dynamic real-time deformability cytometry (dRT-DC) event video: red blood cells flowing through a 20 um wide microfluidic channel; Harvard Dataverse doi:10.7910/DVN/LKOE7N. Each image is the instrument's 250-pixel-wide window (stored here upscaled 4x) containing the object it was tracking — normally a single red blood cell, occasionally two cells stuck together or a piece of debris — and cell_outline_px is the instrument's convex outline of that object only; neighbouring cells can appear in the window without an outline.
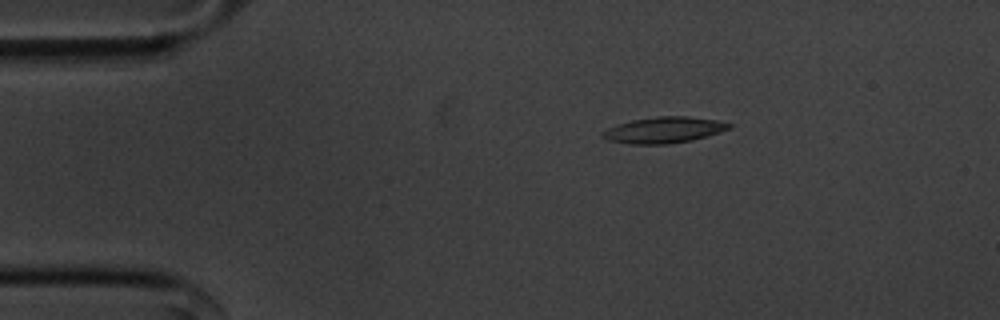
{"species": "common noctule bat (a hibernating species)", "species_latin": "Nyctalus noctula", "temperature_condition": "cold", "stored_images_in_passage": 46, "camera_frame_rate_fps": 3000, "um_per_image_px": 0.085, "animal": {"sex": "male", "body_mass_g": 20.1, "forearm_length_mm": 53.5}, "frame": {"image": 1, "passage_image": 1, "time_ms": 0.0, "image_size_px": [1000, 320], "cell_outline_px": [[732, 128], [720, 132], [692, 140], [668, 144], [628, 144], [608, 140], [600, 136], [600, 132], [608, 128], [632, 120], [656, 116], [688, 116], [716, 120], [732, 124]], "centroid_in_image_um": [56.42, 11.05], "position_along_channel_um": 28.6, "area_um2": 19.25}}
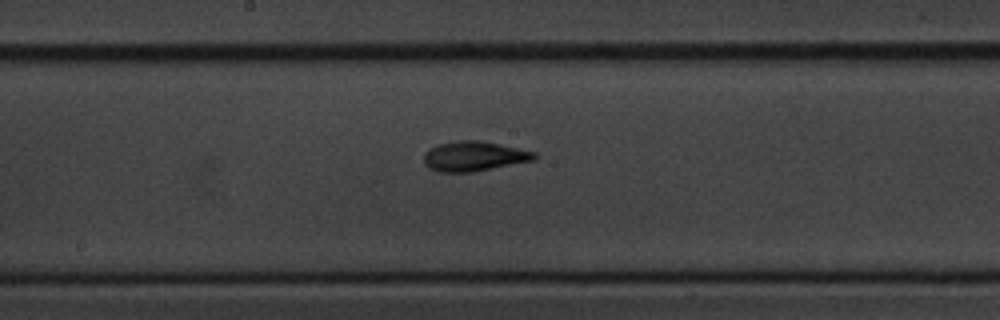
{"frame": {"image": 2, "passage_image": 20, "time_ms": 6.333, "image_size_px": [1000, 320], "cell_outline_px": [[540, 156], [536, 160], [472, 172], [436, 172], [428, 168], [424, 164], [424, 152], [428, 148], [436, 144], [456, 140], [480, 140], [500, 144], [536, 152]], "centroid_in_image_um": [40.28, 13.27], "position_along_channel_um": 207.9, "area_um2": 19.65}}
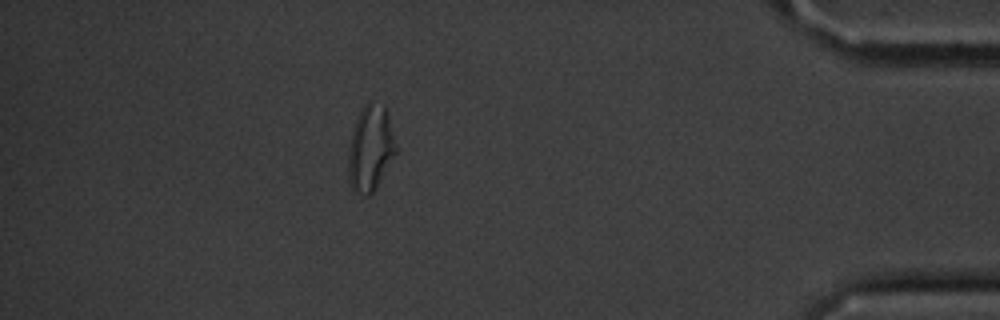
{"frame": {"image": 3, "passage_image": 40, "time_ms": 13.0, "image_size_px": [1000, 320], "cell_outline_px": [[400, 148], [376, 188], [368, 196], [352, 192], [348, 180], [348, 148], [352, 132], [356, 120], [364, 104], [368, 100], [384, 108], [388, 112]], "centroid_in_image_um": [31.52, 12.64], "position_along_channel_um": 403.7, "area_um2": 24.45}, "authors_computed_cell_mechanics": {"area_um2": 18.6694, "velocity_mm_per_s": 3.6249, "shape_relaxation_time_tau1_ms": 2.78, "shape_relaxation_time_tau2_ms": 4.0704, "deformation_change_tau1": 0.1262, "deformation_change_tau2": 0.1195}}